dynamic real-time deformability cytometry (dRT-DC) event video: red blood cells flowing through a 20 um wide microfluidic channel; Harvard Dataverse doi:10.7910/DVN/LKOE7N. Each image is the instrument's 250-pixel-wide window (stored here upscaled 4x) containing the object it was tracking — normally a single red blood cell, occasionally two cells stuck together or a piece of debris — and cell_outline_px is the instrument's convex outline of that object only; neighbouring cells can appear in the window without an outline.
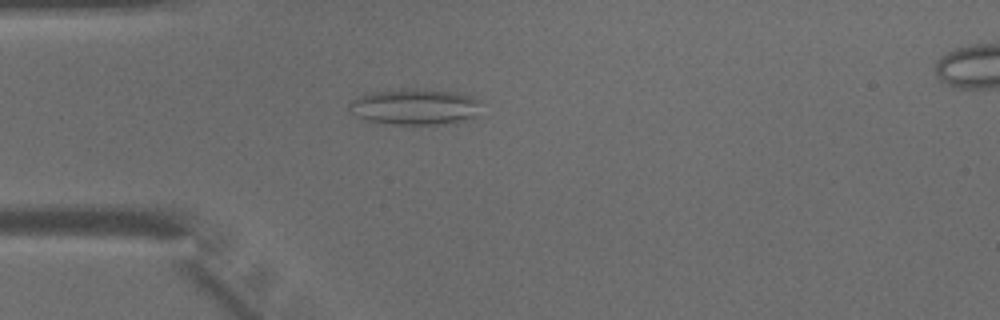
{"species": "common noctule bat (a hibernating species)", "species_latin": "Nyctalus noctula", "temperature_condition": "warm", "stored_images_in_passage": 44, "camera_frame_rate_fps": 3000, "um_per_image_px": 0.085, "animal": {"sex": "male", "body_mass_g": 15.6}, "frame": {"image": 1, "passage_image": 12, "time_ms": 3.667, "image_size_px": [1000, 320], "cell_outline_px": [[480, 100], [476, 116], [464, 120], [436, 124], [396, 124], [368, 120], [352, 112], [348, 108], [348, 104], [352, 100], [360, 96], [372, 92], [404, 88], [416, 88], [456, 92], [472, 96]], "centroid_in_image_um": [35.28, 9.05], "position_along_channel_um": 49.7, "area_um2": 27.4}}
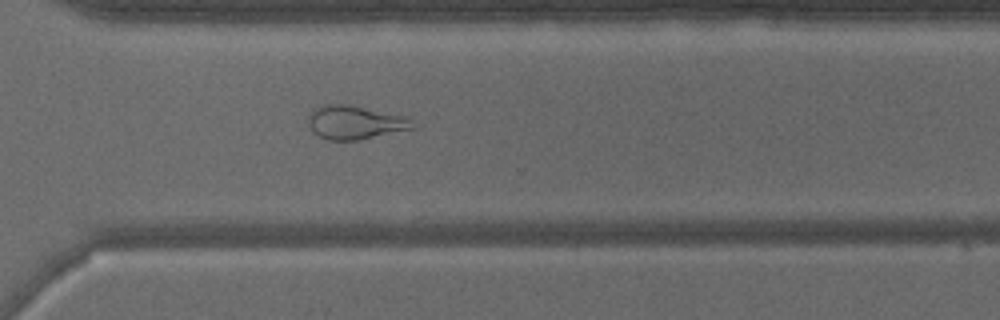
{"frame": {"image": 2, "passage_image": 32, "time_ms": 10.333, "image_size_px": [1000, 320], "cell_outline_px": [[420, 124], [416, 128], [360, 140], [328, 140], [312, 132], [304, 120], [312, 108], [320, 104], [348, 104], [408, 116]], "centroid_in_image_um": [30.19, 10.39], "position_along_channel_um": 340.4, "area_um2": 21.39}}
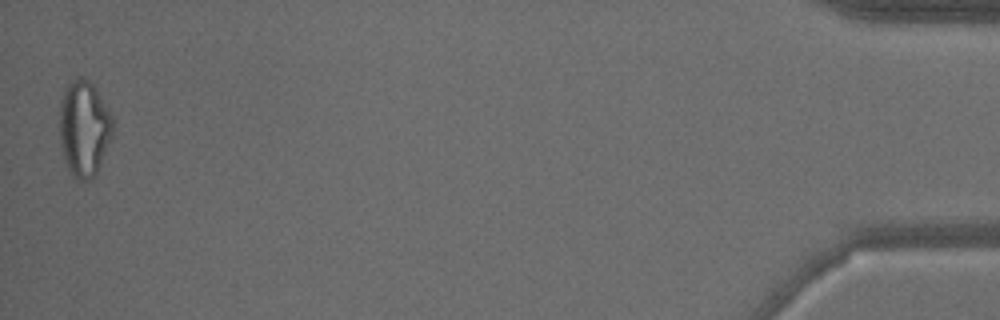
{"frame": {"image": 3, "passage_image": 44, "time_ms": 14.333, "image_size_px": [1000, 320], "cell_outline_px": [[112, 136], [96, 176], [88, 180], [76, 180], [68, 172], [64, 164], [60, 144], [60, 100], [68, 84], [76, 76], [84, 76], [92, 84], [112, 116]], "centroid_in_image_um": [7.12, 10.97], "position_along_channel_um": 428.1, "area_um2": 30.0}}